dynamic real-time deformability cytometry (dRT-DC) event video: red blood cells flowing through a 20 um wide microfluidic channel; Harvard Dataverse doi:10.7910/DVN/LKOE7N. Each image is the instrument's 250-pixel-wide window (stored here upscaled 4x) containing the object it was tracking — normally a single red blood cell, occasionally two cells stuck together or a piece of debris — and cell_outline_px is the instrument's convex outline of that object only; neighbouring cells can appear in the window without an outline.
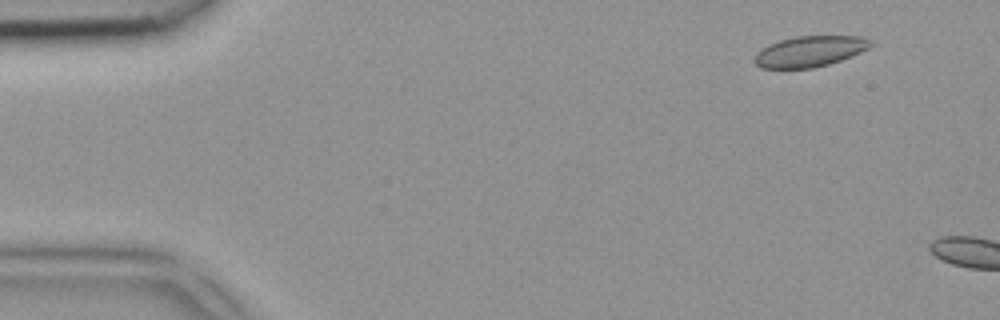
{"species": "common noctule bat (a hibernating species)", "species_latin": "Nyctalus noctula", "temperature_condition": "room temperature", "stored_images_in_passage": 2, "camera_frame_rate_fps": 3000, "um_per_image_px": 0.085, "animal": {"sex": "female", "body_mass_g": 18.4}, "frame": {"image": 1, "passage_image": 1, "time_ms": 0.0, "image_size_px": [1000, 320], "cell_outline_px": [[876, 44], [852, 56], [828, 64], [812, 68], [760, 68], [752, 60], [756, 52], [780, 40], [796, 36], [860, 36]], "centroid_in_image_um": [68.83, 4.37], "position_along_channel_um": 16.2, "area_um2": 20.69}}